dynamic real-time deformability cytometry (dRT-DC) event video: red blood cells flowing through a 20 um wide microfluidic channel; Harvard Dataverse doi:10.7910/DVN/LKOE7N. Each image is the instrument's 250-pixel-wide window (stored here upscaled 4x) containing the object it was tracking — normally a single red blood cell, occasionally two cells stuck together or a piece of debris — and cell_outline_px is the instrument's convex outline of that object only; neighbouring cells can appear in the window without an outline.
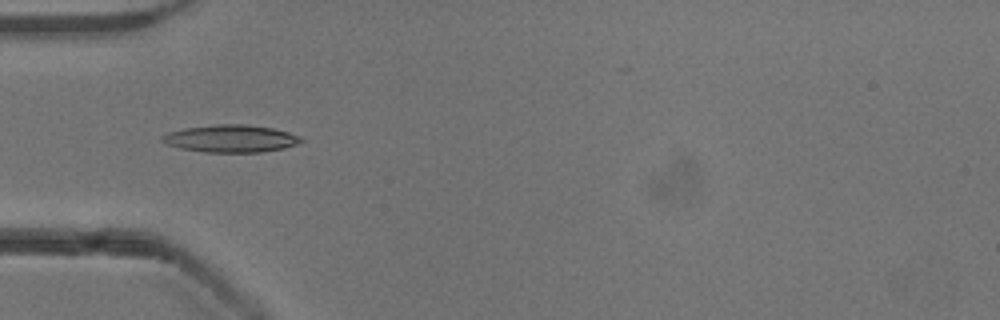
{"species": "common noctule bat (a hibernating species)", "species_latin": "Nyctalus noctula", "temperature_condition": "cold", "stored_images_in_passage": 53, "camera_frame_rate_fps": 3000, "um_per_image_px": 0.085, "animal": {"sex": "male", "body_mass_g": 13.3}, "frame": {"image": 1, "passage_image": 17, "time_ms": 5.333, "image_size_px": [1000, 320], "cell_outline_px": [[304, 140], [296, 144], [284, 148], [260, 152], [204, 152], [180, 148], [168, 144], [160, 140], [160, 136], [168, 132], [184, 128], [220, 124], [248, 124], [272, 128], [288, 132], [300, 136]], "centroid_in_image_um": [19.61, 11.77], "position_along_channel_um": 65.4, "area_um2": 22.14}}
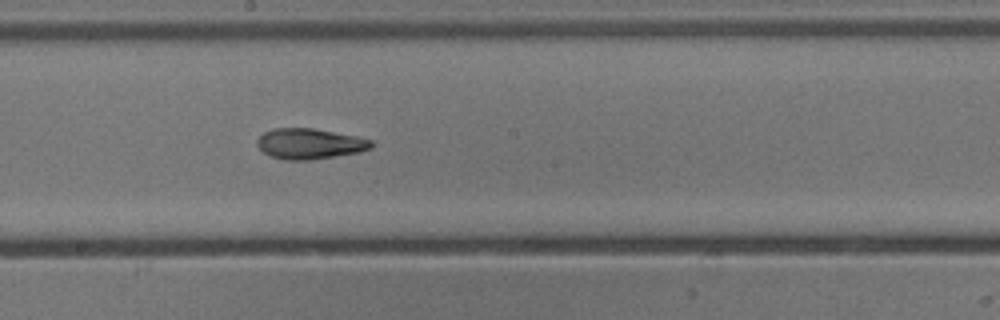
{"frame": {"image": 2, "passage_image": 29, "time_ms": 9.333, "image_size_px": [1000, 320], "cell_outline_px": [[372, 148], [360, 152], [308, 160], [284, 160], [272, 156], [264, 152], [256, 144], [256, 140], [264, 132], [272, 128], [312, 128], [356, 136], [372, 140]], "centroid_in_image_um": [26.31, 12.21], "position_along_channel_um": 221.9, "area_um2": 20.23}}
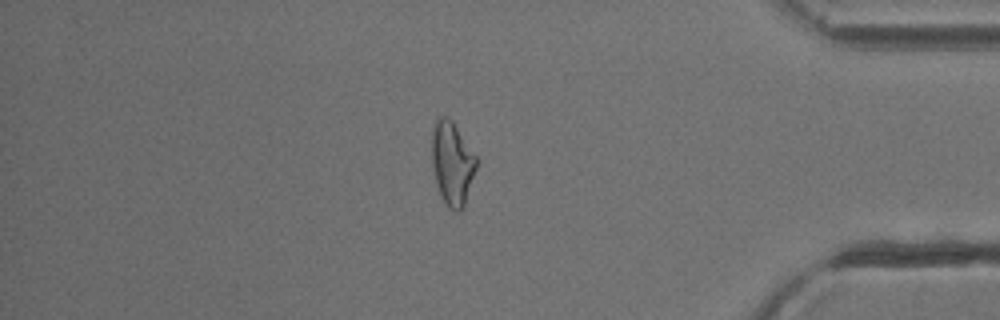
{"frame": {"image": 3, "passage_image": 45, "time_ms": 14.667, "image_size_px": [1000, 320], "cell_outline_px": [[476, 168], [464, 208], [460, 212], [456, 212], [448, 208], [444, 204], [436, 184], [432, 164], [432, 124], [440, 116], [444, 116], [452, 120], [476, 156]], "centroid_in_image_um": [38.42, 13.91], "position_along_channel_um": 396.8, "area_um2": 21.79}, "authors_computed_cell_mechanics": {"area_um2": 20.4034, "velocity_mm_per_s": 3.897, "shape_relaxation_time_tau1_ms": 4.8055, "shape_relaxation_time_tau2_ms": 2.6757, "deformation_change_tau1": 0.182, "deformation_change_tau2": 0.1169}}